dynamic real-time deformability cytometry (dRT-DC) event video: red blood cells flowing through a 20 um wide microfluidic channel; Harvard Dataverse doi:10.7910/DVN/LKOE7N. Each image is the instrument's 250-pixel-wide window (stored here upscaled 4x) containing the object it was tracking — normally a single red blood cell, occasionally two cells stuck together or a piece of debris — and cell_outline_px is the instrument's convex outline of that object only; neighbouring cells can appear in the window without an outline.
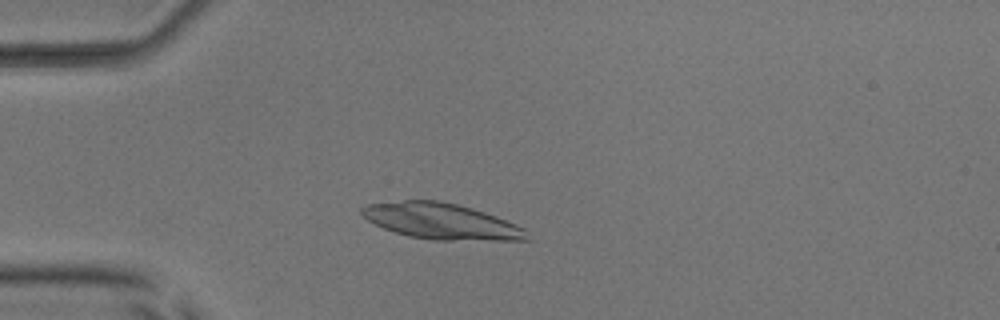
{"species": "common noctule bat (a hibernating species)", "species_latin": "Nyctalus noctula", "temperature_condition": "room temperature", "stored_images_in_passage": 48, "camera_frame_rate_fps": 3000, "um_per_image_px": 0.085, "animal": {"sex": "male", "body_mass_g": 17.9, "forearm_length_mm": 54.2}, "frame": {"image": 1, "passage_image": 10, "time_ms": 3.0, "image_size_px": [1000, 320], "cell_outline_px": [[532, 240], [432, 240], [408, 236], [384, 228], [368, 220], [360, 212], [360, 208], [368, 204], [404, 200], [440, 200], [472, 208], [496, 216], [516, 224], [524, 228]], "centroid_in_image_um": [37.53, 18.81], "position_along_channel_um": 47.5, "area_um2": 34.51}}
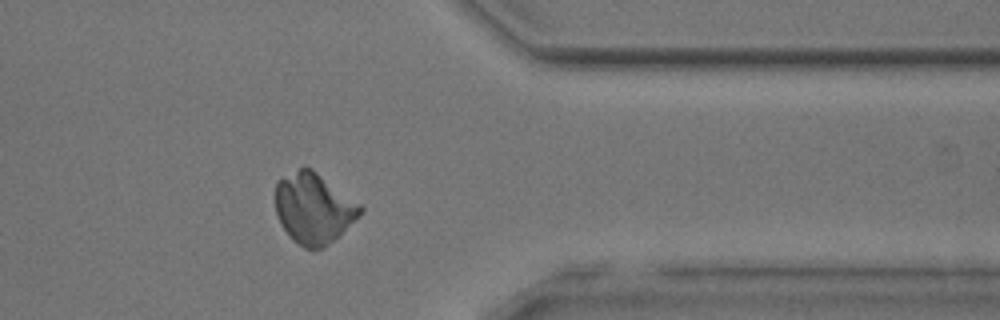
{"frame": {"image": 2, "passage_image": 38, "time_ms": 12.333, "image_size_px": [1000, 320], "cell_outline_px": [[364, 208], [324, 248], [304, 248], [292, 240], [280, 224], [276, 212], [276, 180], [304, 164], [312, 168], [364, 204]], "centroid_in_image_um": [26.63, 17.63], "position_along_channel_um": 384.8, "area_um2": 35.03}}
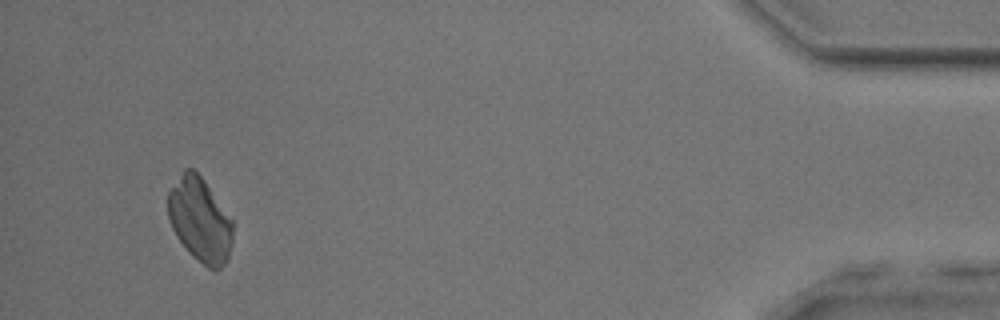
{"frame": {"image": 3, "passage_image": 45, "time_ms": 14.667, "image_size_px": [1000, 320], "cell_outline_px": [[232, 244], [228, 260], [216, 272], [208, 268], [192, 256], [188, 252], [176, 236], [172, 228], [168, 216], [168, 192], [184, 168], [192, 168], [204, 180], [232, 220]], "centroid_in_image_um": [16.99, 18.72], "position_along_channel_um": 418.2, "area_um2": 31.79}}